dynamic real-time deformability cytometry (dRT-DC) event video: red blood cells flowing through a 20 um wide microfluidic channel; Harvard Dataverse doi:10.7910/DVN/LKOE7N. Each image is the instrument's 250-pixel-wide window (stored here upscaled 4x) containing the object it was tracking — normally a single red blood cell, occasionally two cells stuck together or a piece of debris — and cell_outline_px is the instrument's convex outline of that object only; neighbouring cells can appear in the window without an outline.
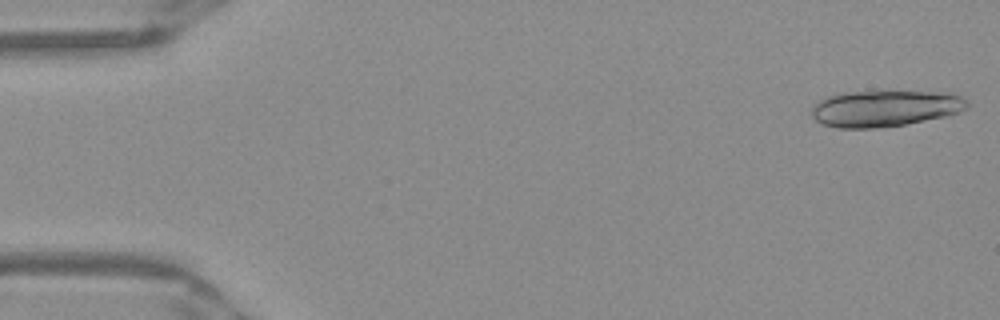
{"species": "Egyptian fruit bat (a non-hibernating species)", "species_latin": "Rousettus aegyptiacus", "temperature_condition": "warm", "stored_images_in_passage": 16, "camera_frame_rate_fps": 3000, "um_per_image_px": 0.085, "frame": {"image": 1, "passage_image": 1, "time_ms": 0.0, "image_size_px": [1000, 320], "cell_outline_px": [[968, 108], [960, 112], [944, 116], [904, 124], [876, 128], [836, 128], [824, 124], [816, 120], [812, 116], [812, 108], [824, 96], [840, 92], [936, 92], [960, 96], [968, 100]], "centroid_in_image_um": [75.18, 9.22], "position_along_channel_um": 9.8, "area_um2": 32.6}}